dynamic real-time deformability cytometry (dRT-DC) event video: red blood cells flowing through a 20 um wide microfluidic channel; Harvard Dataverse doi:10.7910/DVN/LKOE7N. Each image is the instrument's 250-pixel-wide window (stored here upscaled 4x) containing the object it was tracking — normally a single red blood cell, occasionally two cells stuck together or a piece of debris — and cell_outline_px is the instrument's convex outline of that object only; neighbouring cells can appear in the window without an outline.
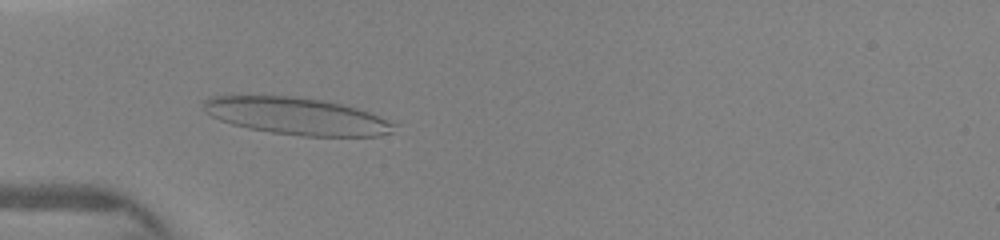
{"species": "human", "species_latin": "Homo sapiens", "temperature_condition": "warm", "stored_images_in_passage": 20, "camera_frame_rate_fps": 3000, "um_per_image_px": 0.085, "donor": {"sex": "female"}, "frame": {"image": 1, "passage_image": 15, "time_ms": 4.333, "image_size_px": [1000, 240], "cell_outline_px": [[400, 124], [392, 132], [380, 136], [304, 136], [272, 132], [248, 128], [232, 124], [220, 120], [204, 112], [204, 100], [212, 96], [292, 96], [320, 100], [340, 104], [356, 108], [368, 112]], "centroid_in_image_um": [25.26, 9.88], "position_along_channel_um": 59.7, "area_um2": 40.98}}
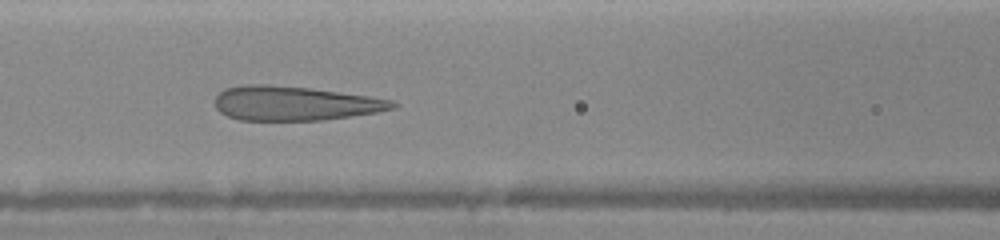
{"frame": {"image": 2, "passage_image": 18, "time_ms": 6.333, "image_size_px": [1000, 240], "cell_outline_px": [[396, 108], [376, 112], [352, 116], [320, 120], [240, 120], [228, 116], [220, 112], [216, 108], [216, 96], [224, 88], [244, 84], [264, 84], [308, 88], [368, 96], [392, 100], [396, 104]], "centroid_in_image_um": [25.01, 8.78], "position_along_channel_um": 141.6, "area_um2": 35.26}}
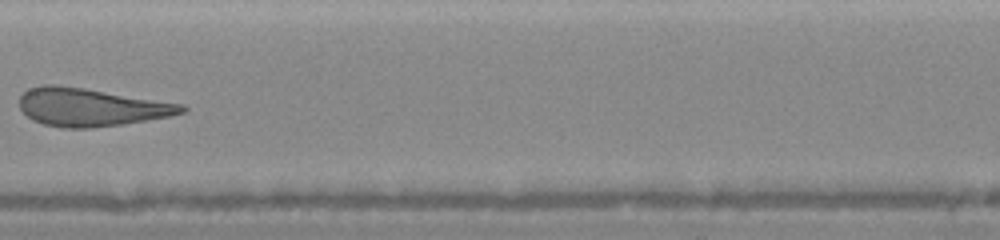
{"frame": {"image": 3, "passage_image": 20, "time_ms": 7.667, "image_size_px": [1000, 240], "cell_outline_px": [[188, 108], [184, 112], [168, 116], [124, 124], [92, 128], [64, 128], [44, 124], [28, 116], [20, 108], [20, 96], [28, 88], [44, 84], [52, 84], [84, 88], [184, 104]], "centroid_in_image_um": [7.73, 9.11], "position_along_channel_um": 199.7, "area_um2": 35.66}}